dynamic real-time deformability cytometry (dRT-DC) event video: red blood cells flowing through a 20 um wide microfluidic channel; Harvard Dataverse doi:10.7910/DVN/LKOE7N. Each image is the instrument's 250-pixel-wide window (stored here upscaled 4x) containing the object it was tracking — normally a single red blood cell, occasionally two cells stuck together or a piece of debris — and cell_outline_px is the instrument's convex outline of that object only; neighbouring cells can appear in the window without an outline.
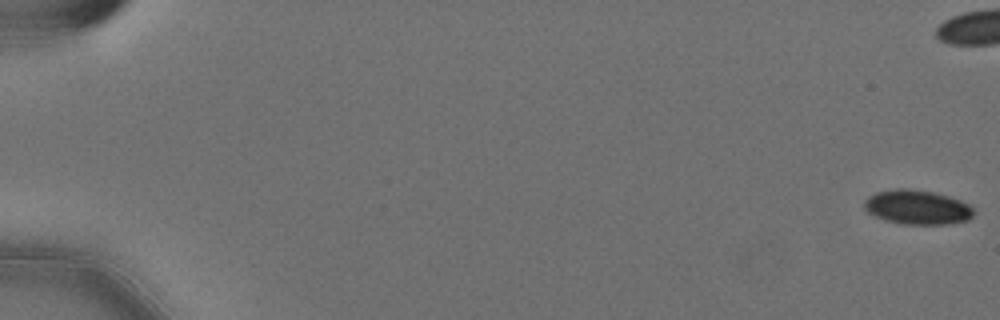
{"species": "Egyptian fruit bat (a non-hibernating species)", "species_latin": "Rousettus aegyptiacus", "temperature_condition": "cold", "stored_images_in_passage": 56, "camera_frame_rate_fps": 3000, "um_per_image_px": 0.085, "animal": {"sex": "female"}, "frame": {"image": 1, "passage_image": 1, "time_ms": 0.0, "image_size_px": [1000, 320], "cell_outline_px": [[972, 216], [968, 220], [948, 224], [900, 224], [884, 220], [868, 212], [864, 208], [864, 200], [868, 196], [876, 192], [896, 188], [908, 188], [932, 192], [948, 196], [960, 200], [968, 204], [972, 208]], "centroid_in_image_um": [77.93, 17.61], "position_along_channel_um": 7.1, "area_um2": 21.91}}
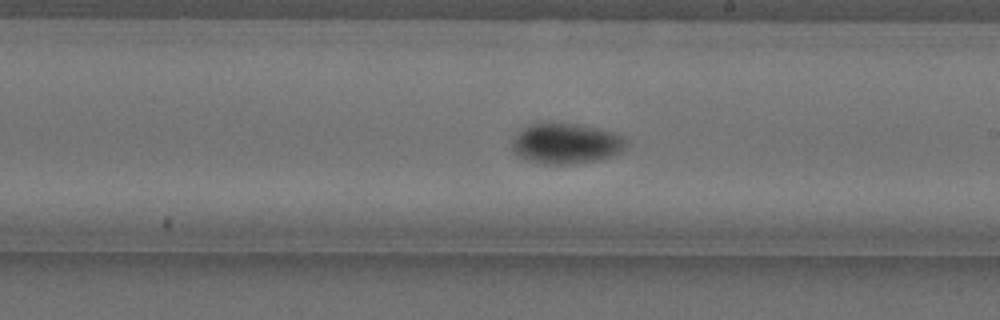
{"frame": {"image": 2, "passage_image": 35, "time_ms": 11.333, "image_size_px": [1000, 320], "cell_outline_px": [[628, 144], [620, 152], [612, 156], [600, 160], [572, 164], [544, 164], [528, 160], [520, 156], [512, 148], [512, 140], [528, 124], [544, 120], [576, 124], [600, 128], [624, 136], [628, 140]], "centroid_in_image_um": [48.14, 12.17], "position_along_channel_um": 240.9, "area_um2": 27.46}}
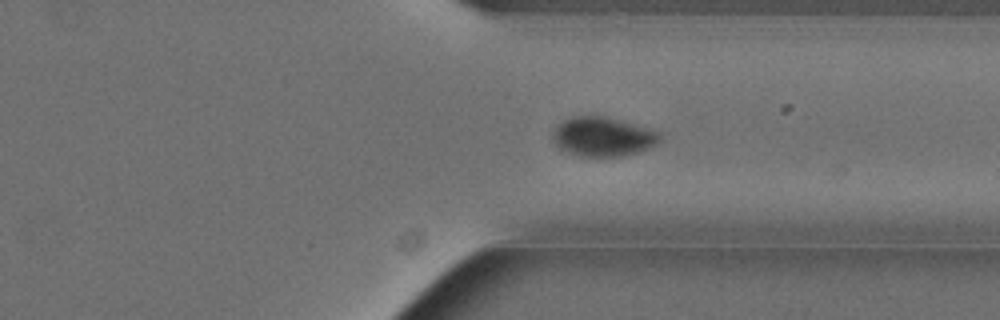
{"frame": {"image": 3, "passage_image": 45, "time_ms": 14.667, "image_size_px": [1000, 320], "cell_outline_px": [[664, 136], [656, 144], [648, 148], [624, 156], [580, 156], [568, 152], [560, 148], [556, 144], [552, 136], [556, 128], [564, 120], [572, 116], [608, 116], [660, 132]], "centroid_in_image_um": [51.28, 11.61], "position_along_channel_um": 360.1, "area_um2": 24.33}}